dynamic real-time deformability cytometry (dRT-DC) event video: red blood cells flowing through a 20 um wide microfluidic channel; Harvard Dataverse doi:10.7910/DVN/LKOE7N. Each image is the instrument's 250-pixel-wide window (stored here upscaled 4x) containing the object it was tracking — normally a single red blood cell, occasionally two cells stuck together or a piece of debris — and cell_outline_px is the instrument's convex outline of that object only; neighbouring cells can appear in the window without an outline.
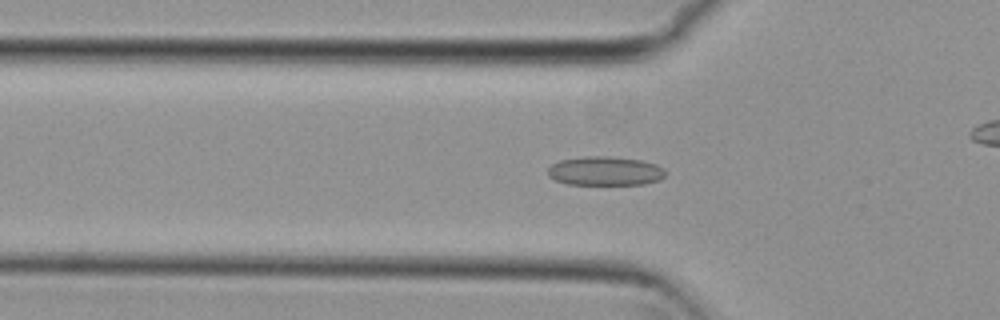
{"species": "common noctule bat (a hibernating species)", "species_latin": "Nyctalus noctula", "temperature_condition": "cold", "stored_images_in_passage": 55, "camera_frame_rate_fps": 3000, "um_per_image_px": 0.085, "animal": {"sex": "female", "body_mass_g": 29.2, "forearm_length_mm": 56.3}, "frame": {"image": 1, "passage_image": 17, "time_ms": 5.333, "image_size_px": [1000, 320], "cell_outline_px": [[664, 176], [660, 180], [644, 184], [568, 184], [556, 180], [548, 176], [548, 168], [552, 164], [560, 160], [588, 156], [604, 156], [640, 160], [656, 164], [664, 168]], "centroid_in_image_um": [51.43, 14.54], "position_along_channel_um": 74.4, "area_um2": 19.71}}
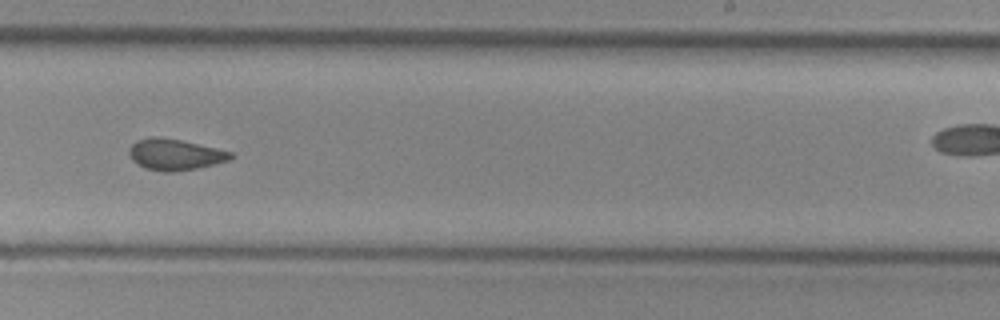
{"frame": {"image": 2, "passage_image": 33, "time_ms": 10.667, "image_size_px": [1000, 320], "cell_outline_px": [[232, 156], [228, 160], [196, 168], [176, 172], [164, 172], [144, 168], [132, 160], [128, 152], [128, 148], [136, 140], [148, 136], [160, 136], [180, 140], [232, 152]], "centroid_in_image_um": [14.78, 13.12], "position_along_channel_um": 274.2, "area_um2": 18.38}}
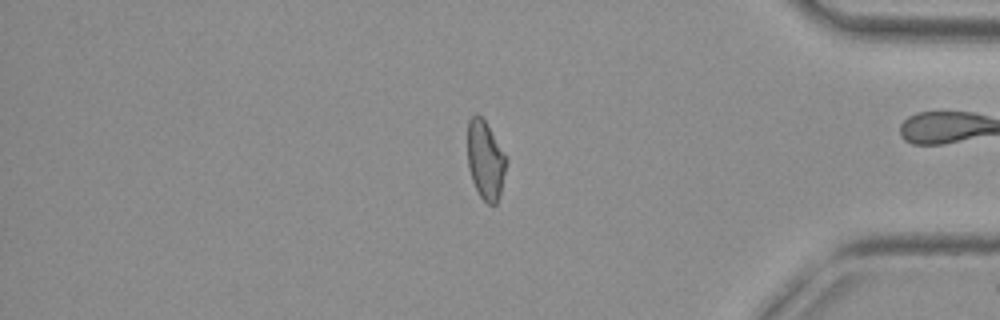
{"frame": {"image": 3, "passage_image": 45, "time_ms": 14.667, "image_size_px": [1000, 320], "cell_outline_px": [[508, 160], [500, 196], [496, 204], [488, 204], [480, 196], [472, 180], [468, 168], [468, 120], [476, 112], [484, 120], [508, 156]], "centroid_in_image_um": [41.29, 13.6], "position_along_channel_um": 393.9, "area_um2": 17.98}, "authors_computed_cell_mechanics": {"area_um2": 19.0162, "velocity_mm_per_s": 3.7421, "shape_relaxation_time_tau1_ms": null, "shape_relaxation_time_tau2_ms": 3.9496, "deformation_change_tau1": null, "deformation_change_tau2": 0.0938}}